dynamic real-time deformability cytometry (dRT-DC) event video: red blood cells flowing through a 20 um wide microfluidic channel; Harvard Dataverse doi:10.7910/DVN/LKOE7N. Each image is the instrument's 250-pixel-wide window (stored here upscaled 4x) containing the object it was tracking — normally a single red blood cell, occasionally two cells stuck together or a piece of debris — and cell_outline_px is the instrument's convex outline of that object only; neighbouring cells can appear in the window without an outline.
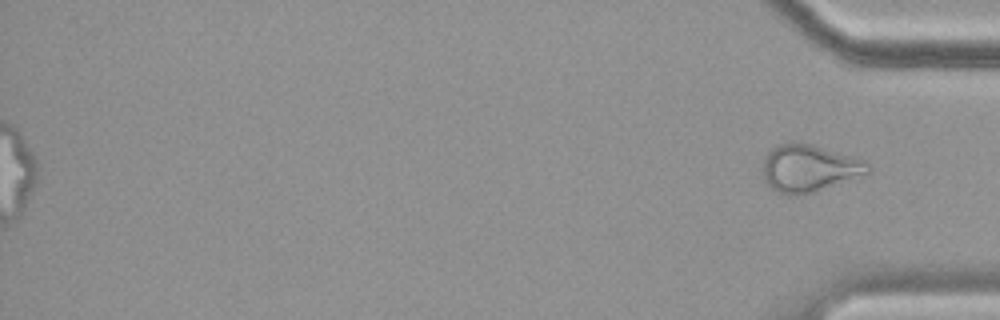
{"species": "common noctule bat (a hibernating species)", "species_latin": "Nyctalus noctula", "temperature_condition": "cold", "stored_images_in_passage": 58, "segment_of_instrument_passage": [2, 2], "camera_frame_rate_fps": 3000, "um_per_image_px": 0.085, "animal": {"sex": "female", "body_mass_g": 19.9}, "frame": {"image": 1, "passage_image": 58, "time_ms": 19.0, "image_size_px": [1000, 320], "cell_outline_px": [[868, 172], [812, 192], [788, 196], [776, 192], [764, 180], [764, 156], [776, 144], [792, 140], [812, 144], [852, 156], [864, 160], [868, 164]], "centroid_in_image_um": [68.69, 14.26], "position_along_channel_um": 366.5, "area_um2": 28.55}}